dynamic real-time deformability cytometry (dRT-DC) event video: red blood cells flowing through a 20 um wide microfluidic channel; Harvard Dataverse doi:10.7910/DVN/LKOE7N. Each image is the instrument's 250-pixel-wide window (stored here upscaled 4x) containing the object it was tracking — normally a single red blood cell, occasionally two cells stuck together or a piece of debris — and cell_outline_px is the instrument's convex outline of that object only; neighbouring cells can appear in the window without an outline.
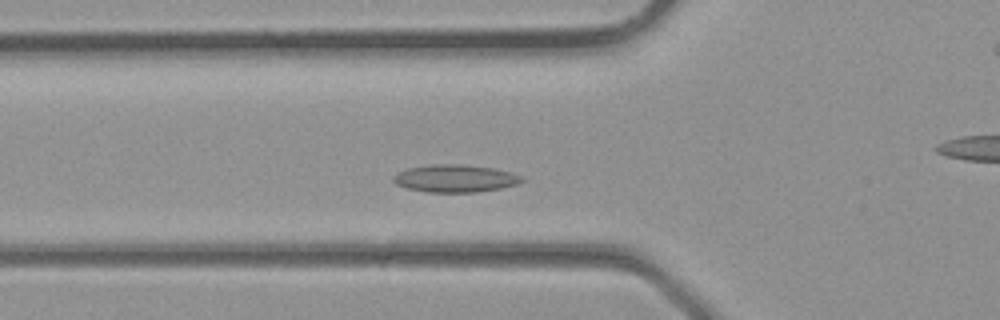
{"species": "common noctule bat (a hibernating species)", "species_latin": "Nyctalus noctula", "temperature_condition": "room temperature", "stored_images_in_passage": 25, "camera_frame_rate_fps": 3000, "um_per_image_px": 0.085, "animal": {"sex": "male", "body_mass_g": 23.1, "forearm_length_mm": 52.7}, "frame": {"image": 1, "passage_image": 7, "time_ms": 2.0, "image_size_px": [1000, 320], "cell_outline_px": [[524, 180], [516, 184], [500, 188], [476, 192], [428, 192], [408, 188], [396, 184], [392, 180], [392, 176], [408, 168], [432, 164], [460, 164], [492, 168], [512, 172], [524, 176]], "centroid_in_image_um": [38.7, 15.16], "position_along_channel_um": 87.1, "area_um2": 20.52}}
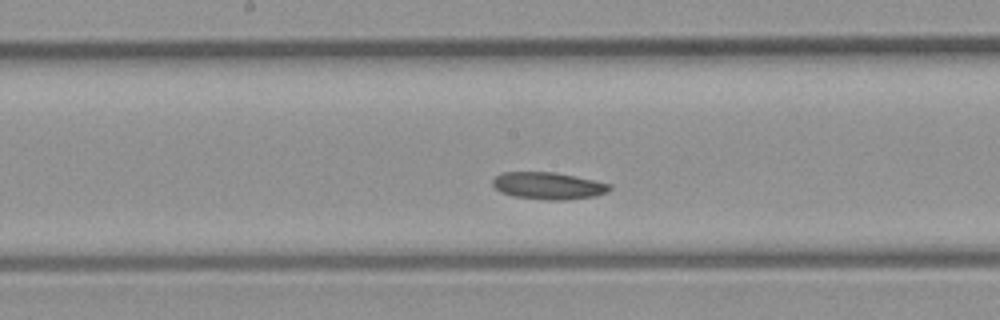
{"frame": {"image": 2, "passage_image": 13, "time_ms": 4.0, "image_size_px": [1000, 320], "cell_outline_px": [[612, 188], [608, 192], [596, 196], [564, 200], [544, 200], [512, 196], [500, 192], [492, 184], [492, 180], [500, 172], [556, 172], [612, 184]], "centroid_in_image_um": [46.61, 15.79], "position_along_channel_um": 201.6, "area_um2": 18.67}}
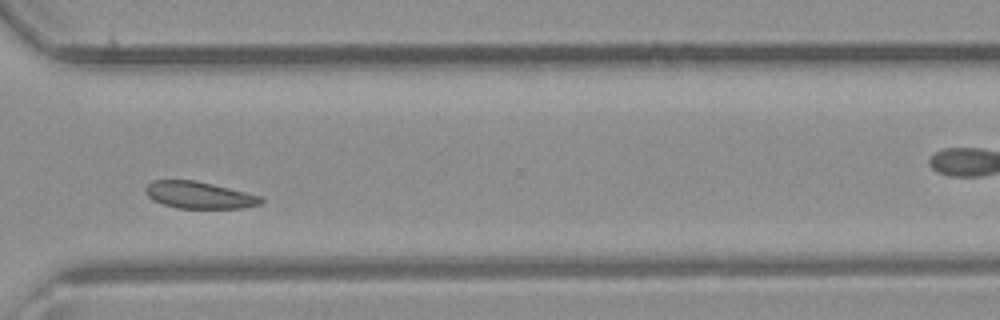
{"frame": {"image": 3, "passage_image": 21, "time_ms": 6.667, "image_size_px": [1000, 320], "cell_outline_px": [[264, 200], [260, 204], [244, 208], [176, 208], [152, 200], [144, 192], [144, 188], [152, 180], [196, 180], [260, 196]], "centroid_in_image_um": [16.88, 16.58], "position_along_channel_um": 353.7, "area_um2": 18.03}}